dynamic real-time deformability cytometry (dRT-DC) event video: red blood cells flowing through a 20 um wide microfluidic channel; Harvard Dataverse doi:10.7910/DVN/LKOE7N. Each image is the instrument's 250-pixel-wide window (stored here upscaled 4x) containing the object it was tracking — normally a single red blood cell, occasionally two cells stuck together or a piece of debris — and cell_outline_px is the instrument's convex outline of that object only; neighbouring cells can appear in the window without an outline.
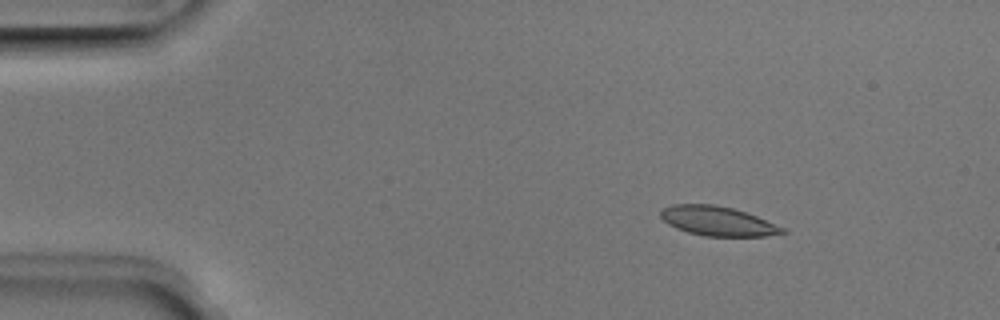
{"species": "Egyptian fruit bat (a non-hibernating species)", "species_latin": "Rousettus aegyptiacus", "temperature_condition": "room temperature", "stored_images_in_passage": 4, "camera_frame_rate_fps": 3000, "um_per_image_px": 0.085, "animal": {"sex": "male"}, "frame": {"image": 1, "passage_image": 2, "time_ms": 0.333, "image_size_px": [1000, 320], "cell_outline_px": [[788, 232], [764, 236], [704, 236], [688, 232], [676, 228], [668, 224], [660, 216], [660, 212], [664, 208], [672, 204], [712, 204], [732, 208], [756, 216], [784, 228]], "centroid_in_image_um": [60.97, 18.79], "position_along_channel_um": 24.0, "area_um2": 20.63}}